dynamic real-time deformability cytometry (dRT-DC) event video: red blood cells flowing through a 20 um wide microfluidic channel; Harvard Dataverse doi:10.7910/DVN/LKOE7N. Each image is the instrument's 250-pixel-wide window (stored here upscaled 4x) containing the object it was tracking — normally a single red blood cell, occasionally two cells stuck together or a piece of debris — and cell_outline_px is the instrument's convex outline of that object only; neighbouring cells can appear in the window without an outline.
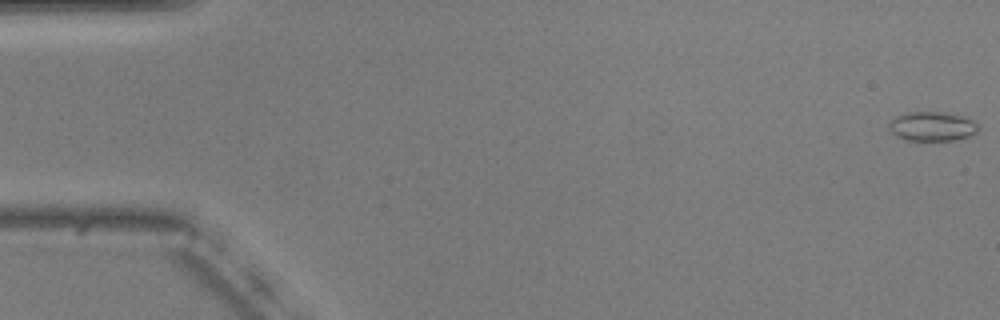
{"species": "common noctule bat (a hibernating species)", "species_latin": "Nyctalus noctula", "temperature_condition": "warm", "stored_images_in_passage": 10, "camera_frame_rate_fps": 3000, "um_per_image_px": 0.085, "animal": {"sex": "male", "body_mass_g": 20.5, "forearm_length_mm": 52.5}, "frame": {"image": 1, "passage_image": 1, "time_ms": 0.0, "image_size_px": [1000, 320], "cell_outline_px": [[976, 132], [968, 136], [956, 140], [904, 140], [896, 136], [888, 128], [888, 124], [896, 116], [908, 112], [948, 112], [972, 120], [976, 124]], "centroid_in_image_um": [79.18, 10.74], "position_along_channel_um": 5.8, "area_um2": 15.09}}